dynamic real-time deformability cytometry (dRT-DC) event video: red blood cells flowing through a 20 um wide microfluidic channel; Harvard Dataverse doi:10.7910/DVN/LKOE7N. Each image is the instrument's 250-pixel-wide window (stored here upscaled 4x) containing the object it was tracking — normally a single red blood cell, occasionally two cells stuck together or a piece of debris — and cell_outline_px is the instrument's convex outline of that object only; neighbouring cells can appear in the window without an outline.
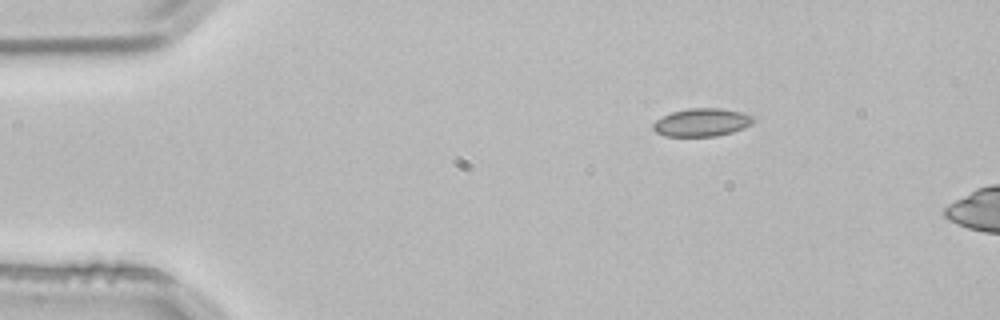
{"species": "common noctule bat (a hibernating species)", "species_latin": "Nyctalus noctula", "temperature_condition": "room temperature", "stored_images_in_passage": 2, "camera_frame_rate_fps": 3000, "um_per_image_px": 0.085, "animal": {"sex": "male", "body_mass_g": 21.5, "forearm_length_mm": 52.0}, "frame": {"image": 1, "passage_image": 1, "time_ms": 0.0, "image_size_px": [1000, 320], "cell_outline_px": [[756, 120], [752, 124], [744, 128], [732, 132], [716, 136], [664, 136], [656, 132], [652, 128], [652, 124], [656, 120], [672, 112], [688, 108], [720, 108], [740, 112], [752, 116]], "centroid_in_image_um": [59.65, 10.4], "position_along_channel_um": 25.3, "area_um2": 16.36}}